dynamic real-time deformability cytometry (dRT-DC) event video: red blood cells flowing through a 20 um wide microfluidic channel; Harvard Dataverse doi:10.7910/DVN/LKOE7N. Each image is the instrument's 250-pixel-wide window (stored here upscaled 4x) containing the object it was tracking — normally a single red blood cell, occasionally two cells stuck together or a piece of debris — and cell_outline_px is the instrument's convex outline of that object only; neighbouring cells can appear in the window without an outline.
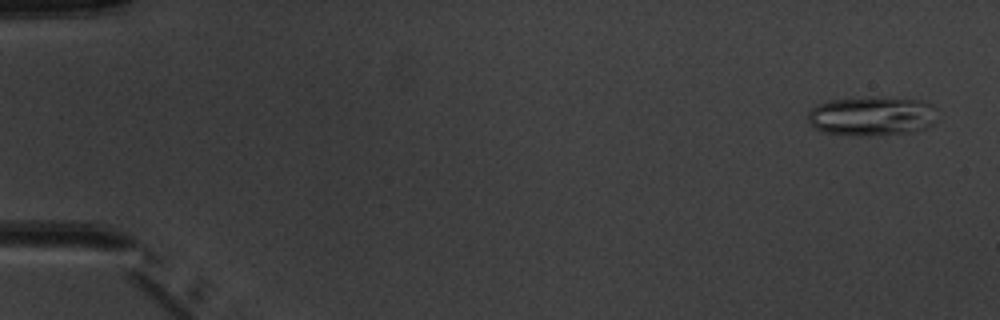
{"species": "common noctule bat (a hibernating species)", "species_latin": "Nyctalus noctula", "temperature_condition": "warm", "stored_images_in_passage": 6, "camera_frame_rate_fps": 3000, "um_per_image_px": 0.085, "animal": {"sex": "male", "body_mass_g": 20.1, "forearm_length_mm": 53.5}, "frame": {"image": 1, "passage_image": 6, "time_ms": 6.0, "image_size_px": [1000, 320], "cell_outline_px": [[936, 108], [932, 124], [916, 132], [868, 136], [848, 136], [824, 132], [816, 128], [808, 120], [808, 112], [816, 104], [828, 100], [872, 96], [920, 100]], "centroid_in_image_um": [74.07, 9.87], "position_along_channel_um": 10.9, "area_um2": 29.94}}